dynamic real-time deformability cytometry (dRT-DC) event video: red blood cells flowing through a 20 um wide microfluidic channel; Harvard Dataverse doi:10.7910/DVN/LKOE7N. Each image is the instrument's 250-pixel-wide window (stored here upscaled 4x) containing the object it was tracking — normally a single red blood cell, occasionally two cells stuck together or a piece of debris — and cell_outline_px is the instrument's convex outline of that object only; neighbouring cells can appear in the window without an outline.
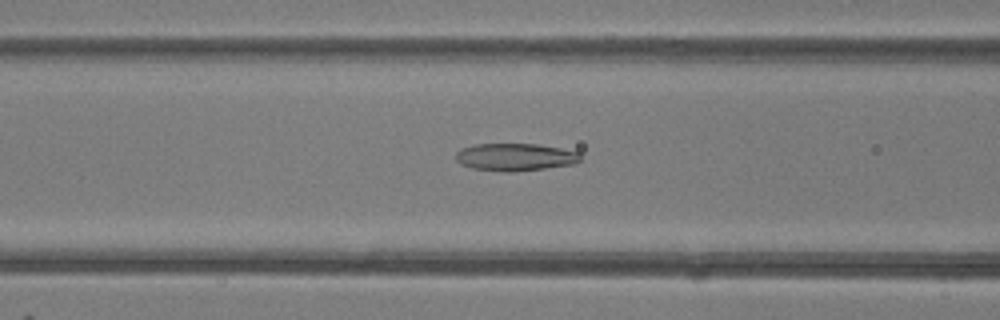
{"species": "common noctule bat (a hibernating species)", "species_latin": "Nyctalus noctula", "temperature_condition": "room temperature", "stored_images_in_passage": 38, "camera_frame_rate_fps": 3000, "um_per_image_px": 0.085, "animal": {"sex": "female"}, "frame": {"image": 1, "passage_image": 9, "time_ms": 2.667, "image_size_px": [1000, 320], "cell_outline_px": [[580, 160], [576, 164], [512, 172], [504, 172], [472, 168], [460, 164], [456, 160], [456, 152], [460, 148], [476, 144], [540, 144], [580, 152]], "centroid_in_image_um": [43.79, 13.35], "position_along_channel_um": 122.8, "area_um2": 20.11}}
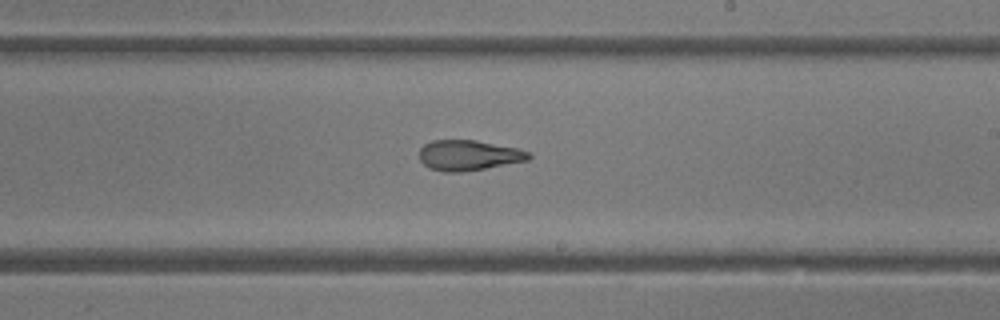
{"frame": {"image": 2, "passage_image": 18, "time_ms": 5.667, "image_size_px": [1000, 320], "cell_outline_px": [[532, 156], [528, 160], [464, 172], [444, 172], [428, 168], [420, 160], [420, 148], [424, 144], [432, 140], [476, 140], [516, 148], [528, 152]], "centroid_in_image_um": [39.8, 13.2], "position_along_channel_um": 249.2, "area_um2": 19.31}}
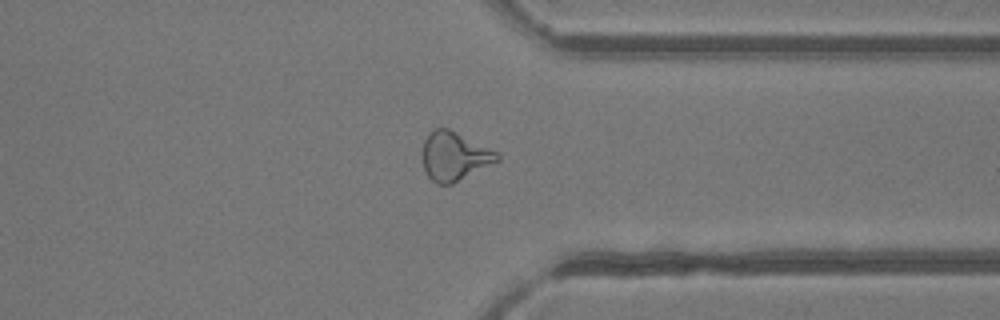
{"frame": {"image": 3, "passage_image": 27, "time_ms": 8.667, "image_size_px": [1000, 320], "cell_outline_px": [[500, 160], [452, 184], [436, 184], [428, 176], [424, 168], [424, 140], [428, 132], [436, 128], [448, 128], [496, 152], [500, 156]], "centroid_in_image_um": [38.61, 13.29], "position_along_channel_um": 372.8, "area_um2": 20.75}, "authors_computed_cell_mechanics": {"area_um2": 20.4612, "velocity_mm_per_s": 4.2081, "shape_relaxation_time_tau1_ms": null, "shape_relaxation_time_tau2_ms": 2.0648, "deformation_change_tau1": null, "deformation_change_tau2": 0.101}}